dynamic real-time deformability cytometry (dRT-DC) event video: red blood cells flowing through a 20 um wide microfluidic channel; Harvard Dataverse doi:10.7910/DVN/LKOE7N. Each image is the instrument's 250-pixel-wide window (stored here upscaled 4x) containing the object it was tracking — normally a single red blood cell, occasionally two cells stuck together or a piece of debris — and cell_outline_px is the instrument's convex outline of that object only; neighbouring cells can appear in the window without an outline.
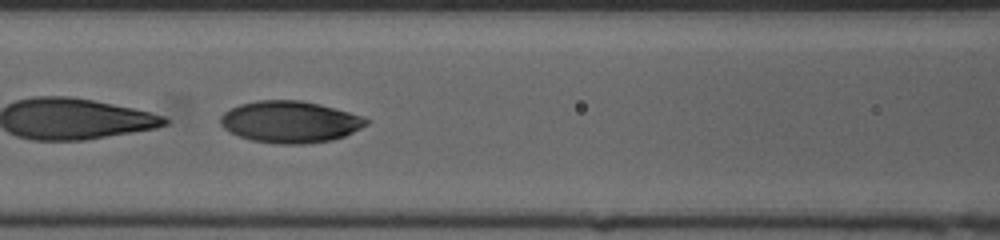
{"species": "human", "species_latin": "Homo sapiens", "temperature_condition": "cold", "stored_images_in_passage": 50, "segment_of_instrument_passage": [2, 2], "camera_frame_rate_fps": 3000, "um_per_image_px": 0.085, "donor": {"sex": "female"}, "frame": {"image": 1, "passage_image": 24, "time_ms": 7.667, "image_size_px": [1000, 240], "cell_outline_px": [[368, 124], [344, 136], [332, 140], [304, 144], [276, 144], [252, 140], [240, 136], [224, 128], [220, 124], [220, 116], [224, 112], [240, 104], [256, 100], [300, 100], [320, 104], [348, 112], [360, 116], [368, 120]], "centroid_in_image_um": [24.63, 10.36], "position_along_channel_um": 142.0, "area_um2": 35.2}}
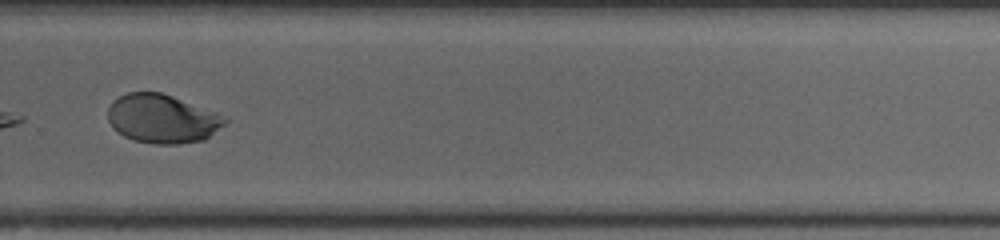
{"frame": {"image": 2, "passage_image": 37, "time_ms": 12.0, "image_size_px": [1000, 240], "cell_outline_px": [[228, 120], [224, 124], [204, 140], [176, 144], [152, 144], [132, 140], [124, 136], [112, 128], [108, 120], [108, 108], [112, 100], [128, 92], [160, 92], [172, 96], [216, 112]], "centroid_in_image_um": [13.74, 10.1], "position_along_channel_um": 316.1, "area_um2": 33.18}}
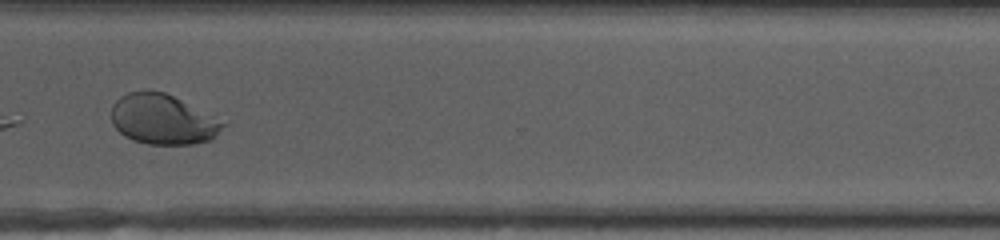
{"frame": {"image": 3, "passage_image": 40, "time_ms": 13.0, "image_size_px": [1000, 240], "cell_outline_px": [[228, 124], [212, 140], [192, 144], [148, 144], [132, 140], [124, 136], [112, 124], [112, 104], [120, 96], [128, 92], [164, 92]], "centroid_in_image_um": [13.83, 10.18], "position_along_channel_um": 356.8, "area_um2": 32.14}}